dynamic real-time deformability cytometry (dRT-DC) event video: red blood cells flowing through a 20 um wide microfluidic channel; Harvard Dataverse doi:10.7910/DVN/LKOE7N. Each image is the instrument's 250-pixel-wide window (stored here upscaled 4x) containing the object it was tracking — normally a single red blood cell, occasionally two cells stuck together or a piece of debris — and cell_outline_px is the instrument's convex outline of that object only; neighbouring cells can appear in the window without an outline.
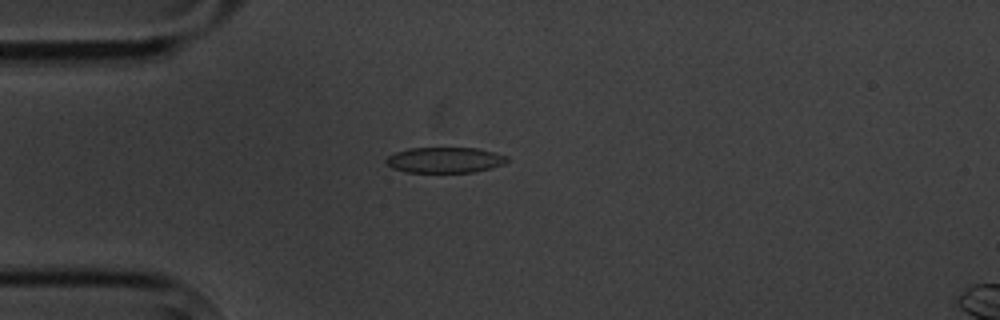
{"species": "common noctule bat (a hibernating species)", "species_latin": "Nyctalus noctula", "temperature_condition": "cold", "stored_images_in_passage": 5, "camera_frame_rate_fps": 3000, "um_per_image_px": 0.085, "animal": {"sex": "male", "body_mass_g": 20.1, "forearm_length_mm": 53.5}, "frame": {"image": 1, "passage_image": 5, "time_ms": 4.667, "image_size_px": [1000, 320], "cell_outline_px": [[508, 160], [504, 164], [472, 172], [404, 172], [392, 168], [384, 160], [388, 156], [396, 152], [408, 148], [476, 148], [508, 156]], "centroid_in_image_um": [37.77, 13.6], "position_along_channel_um": 47.2, "area_um2": 17.92}}